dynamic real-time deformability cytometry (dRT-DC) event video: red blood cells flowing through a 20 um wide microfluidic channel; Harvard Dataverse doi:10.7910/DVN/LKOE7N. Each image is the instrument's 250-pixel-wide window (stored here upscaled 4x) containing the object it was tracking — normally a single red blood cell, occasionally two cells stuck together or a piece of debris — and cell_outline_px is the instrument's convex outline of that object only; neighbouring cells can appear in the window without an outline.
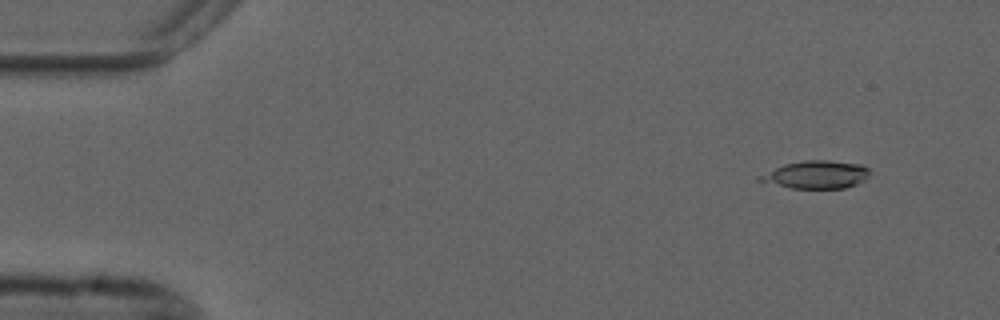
{"species": "common noctule bat (a hibernating species)", "species_latin": "Nyctalus noctula", "temperature_condition": "cold", "stored_images_in_passage": 18, "camera_frame_rate_fps": 3000, "um_per_image_px": 0.085, "animal": {"sex": "male", "forearm_length_mm": 52.5}, "frame": {"image": 1, "passage_image": 5, "time_ms": 1.333, "image_size_px": [1000, 320], "cell_outline_px": [[872, 172], [864, 180], [856, 184], [844, 188], [792, 188], [756, 180], [756, 176], [784, 164], [804, 160], [828, 160], [860, 164], [868, 168]], "centroid_in_image_um": [69.38, 14.84], "position_along_channel_um": 15.6, "area_um2": 17.8}}
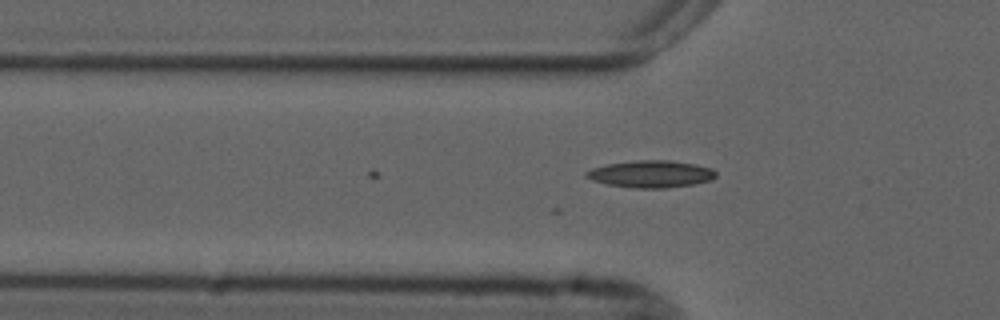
{"frame": {"image": 2, "passage_image": 18, "time_ms": 5.667, "image_size_px": [1000, 320], "cell_outline_px": [[716, 176], [712, 180], [692, 184], [664, 188], [636, 188], [608, 184], [592, 180], [584, 176], [584, 172], [592, 168], [608, 164], [636, 160], [668, 160], [696, 164], [712, 168], [716, 172]], "centroid_in_image_um": [55.33, 14.78], "position_along_channel_um": 70.5, "area_um2": 20.4}}